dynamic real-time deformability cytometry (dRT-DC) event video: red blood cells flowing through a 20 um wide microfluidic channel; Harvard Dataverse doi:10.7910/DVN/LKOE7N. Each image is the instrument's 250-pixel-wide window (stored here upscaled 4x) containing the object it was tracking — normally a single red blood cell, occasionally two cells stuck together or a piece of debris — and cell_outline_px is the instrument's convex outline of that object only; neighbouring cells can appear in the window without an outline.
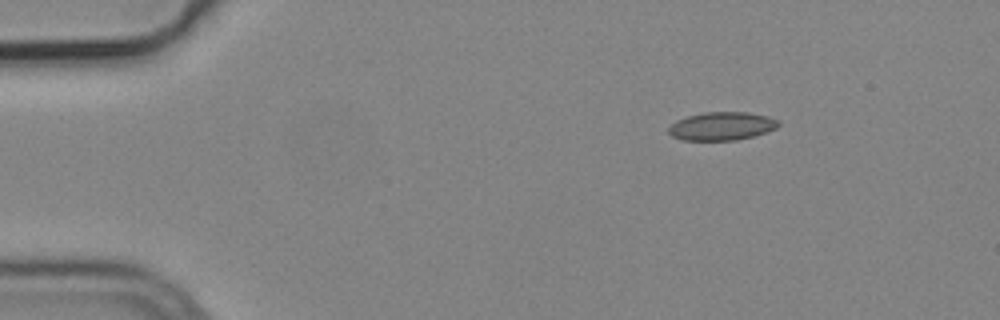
{"species": "common noctule bat (a hibernating species)", "species_latin": "Nyctalus noctula", "temperature_condition": "cold", "stored_images_in_passage": 10, "camera_frame_rate_fps": 3000, "um_per_image_px": 0.085, "animal": {"sex": "male", "body_mass_g": 19.2, "forearm_length_mm": 51.8}, "frame": {"image": 1, "passage_image": 1, "time_ms": 0.0, "image_size_px": [1000, 320], "cell_outline_px": [[780, 124], [776, 128], [752, 136], [736, 140], [680, 140], [672, 136], [668, 132], [668, 128], [676, 120], [688, 116], [704, 112], [748, 112], [768, 116], [780, 120]], "centroid_in_image_um": [61.34, 10.71], "position_along_channel_um": 23.7, "area_um2": 18.09}}
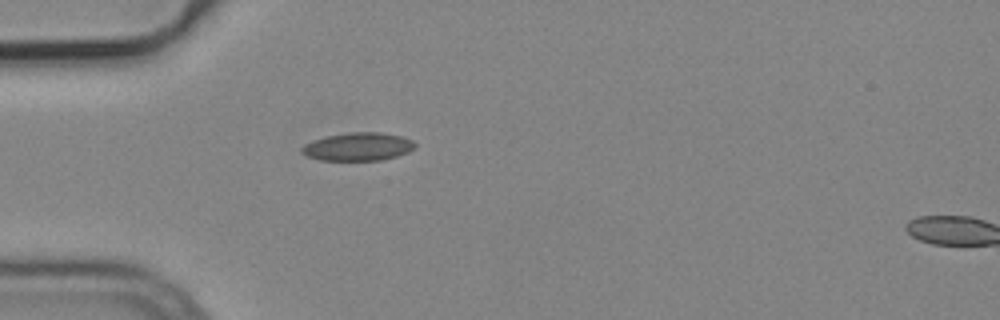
{"frame": {"image": 2, "passage_image": 9, "time_ms": 2.667, "image_size_px": [1000, 320], "cell_outline_px": [[416, 148], [408, 152], [396, 156], [380, 160], [320, 160], [308, 156], [300, 152], [300, 148], [304, 144], [312, 140], [324, 136], [348, 132], [380, 132], [400, 136], [412, 140], [416, 144]], "centroid_in_image_um": [30.41, 12.46], "position_along_channel_um": 54.6, "area_um2": 18.67}}